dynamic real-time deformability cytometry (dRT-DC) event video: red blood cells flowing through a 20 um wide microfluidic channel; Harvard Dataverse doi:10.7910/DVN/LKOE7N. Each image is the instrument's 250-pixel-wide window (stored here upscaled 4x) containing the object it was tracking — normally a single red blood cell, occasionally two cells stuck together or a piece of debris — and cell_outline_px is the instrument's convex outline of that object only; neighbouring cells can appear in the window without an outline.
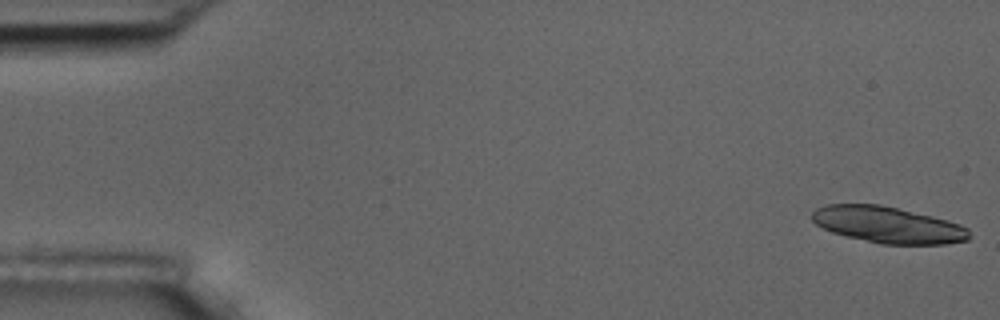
{"species": "common noctule bat (a hibernating species)", "species_latin": "Nyctalus noctula", "temperature_condition": "room temperature", "stored_images_in_passage": 6, "camera_frame_rate_fps": 3000, "um_per_image_px": 0.085, "animal": {"sex": "male", "body_mass_g": 17.5, "forearm_length_mm": 52.3}, "frame": {"image": 1, "passage_image": 1, "time_ms": 0.0, "image_size_px": [1000, 320], "cell_outline_px": [[972, 236], [968, 240], [944, 244], [880, 244], [832, 232], [816, 224], [812, 220], [812, 212], [816, 208], [828, 204], [880, 204], [932, 216], [948, 220], [960, 224], [968, 228]], "centroid_in_image_um": [75.5, 19.11], "position_along_channel_um": 9.5, "area_um2": 33.29}}
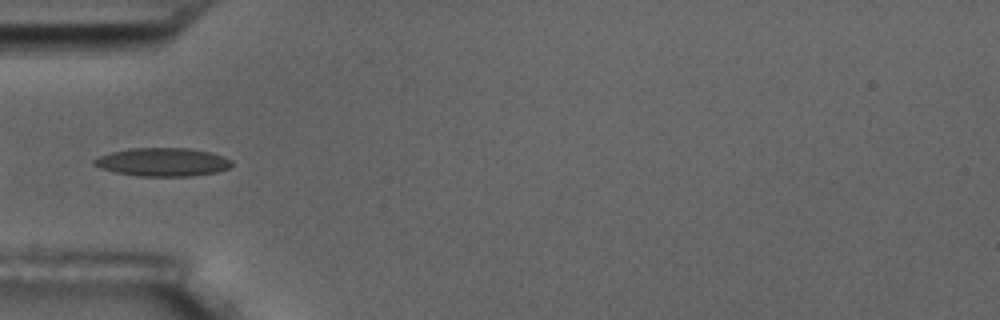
{"frame": {"image": 2, "passage_image": 6, "time_ms": 5.667, "image_size_px": [1000, 320], "cell_outline_px": [[232, 164], [228, 168], [216, 172], [192, 176], [136, 176], [116, 172], [100, 168], [92, 164], [92, 160], [100, 156], [112, 152], [128, 148], [188, 148], [208, 152], [232, 160]], "centroid_in_image_um": [13.79, 13.78], "position_along_channel_um": 71.2, "area_um2": 22.6}}